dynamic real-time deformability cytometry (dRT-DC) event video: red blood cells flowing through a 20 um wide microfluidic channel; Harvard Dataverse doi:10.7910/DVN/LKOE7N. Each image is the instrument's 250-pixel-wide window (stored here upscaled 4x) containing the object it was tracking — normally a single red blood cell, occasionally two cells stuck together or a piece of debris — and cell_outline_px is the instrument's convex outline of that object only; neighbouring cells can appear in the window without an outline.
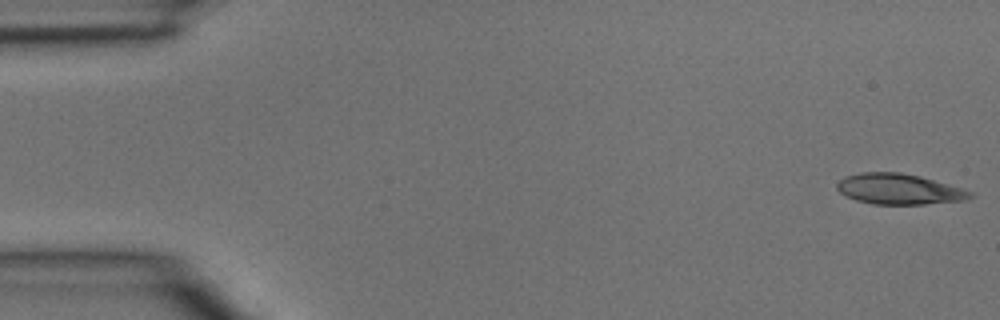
{"species": "common noctule bat (a hibernating species)", "species_latin": "Nyctalus noctula", "temperature_condition": "room temperature", "stored_images_in_passage": 3, "camera_frame_rate_fps": 3000, "um_per_image_px": 0.085, "animal": {"sex": "male", "body_mass_g": 15.6}, "frame": {"image": 1, "passage_image": 1, "time_ms": 0.0, "image_size_px": [1000, 320], "cell_outline_px": [[976, 196], [964, 200], [924, 204], [872, 204], [856, 200], [840, 192], [836, 188], [836, 184], [844, 176], [860, 172], [900, 172], [920, 176], [976, 192]], "centroid_in_image_um": [76.44, 16.07], "position_along_channel_um": 8.6, "area_um2": 23.87}}
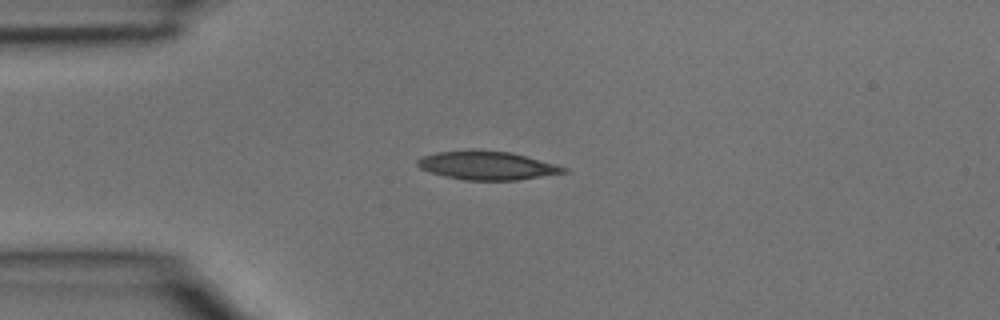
{"frame": {"image": 2, "passage_image": 3, "time_ms": 0.667, "image_size_px": [1000, 320], "cell_outline_px": [[568, 172], [516, 180], [464, 180], [444, 176], [420, 168], [416, 164], [416, 160], [424, 156], [436, 152], [512, 152], [556, 164], [568, 168]], "centroid_in_image_um": [41.45, 14.1], "position_along_channel_um": 43.6, "area_um2": 23.52}}